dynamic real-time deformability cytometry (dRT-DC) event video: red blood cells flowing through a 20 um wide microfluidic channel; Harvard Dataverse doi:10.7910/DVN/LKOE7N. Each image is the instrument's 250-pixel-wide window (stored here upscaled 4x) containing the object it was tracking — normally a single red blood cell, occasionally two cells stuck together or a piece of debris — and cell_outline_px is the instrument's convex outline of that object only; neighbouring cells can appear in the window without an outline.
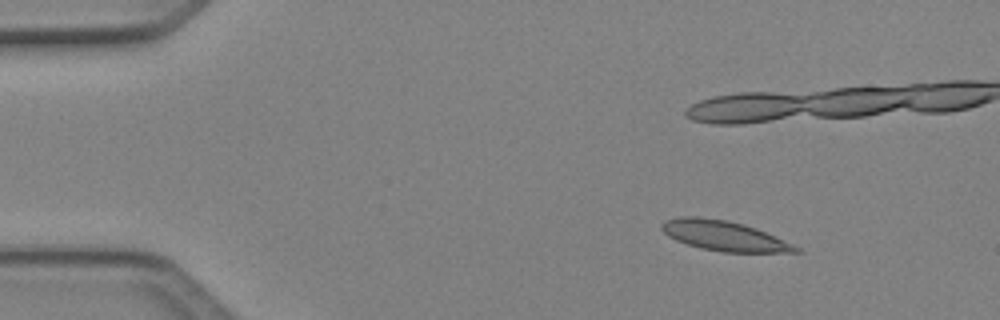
{"species": "Egyptian fruit bat (a non-hibernating species)", "species_latin": "Rousettus aegyptiacus", "temperature_condition": "cold", "stored_images_in_passage": 40, "camera_frame_rate_fps": 3000, "um_per_image_px": 0.085, "animal": {"sex": "female"}, "frame": {"image": 1, "passage_image": 7, "time_ms": 2.0, "image_size_px": [1000, 320], "cell_outline_px": [[804, 252], [724, 252], [700, 248], [676, 240], [668, 236], [660, 228], [660, 224], [664, 220], [680, 216], [696, 216], [728, 220], [744, 224], [756, 228], [792, 244], [800, 248]], "centroid_in_image_um": [61.5, 20.03], "position_along_channel_um": 23.5, "area_um2": 23.41}}